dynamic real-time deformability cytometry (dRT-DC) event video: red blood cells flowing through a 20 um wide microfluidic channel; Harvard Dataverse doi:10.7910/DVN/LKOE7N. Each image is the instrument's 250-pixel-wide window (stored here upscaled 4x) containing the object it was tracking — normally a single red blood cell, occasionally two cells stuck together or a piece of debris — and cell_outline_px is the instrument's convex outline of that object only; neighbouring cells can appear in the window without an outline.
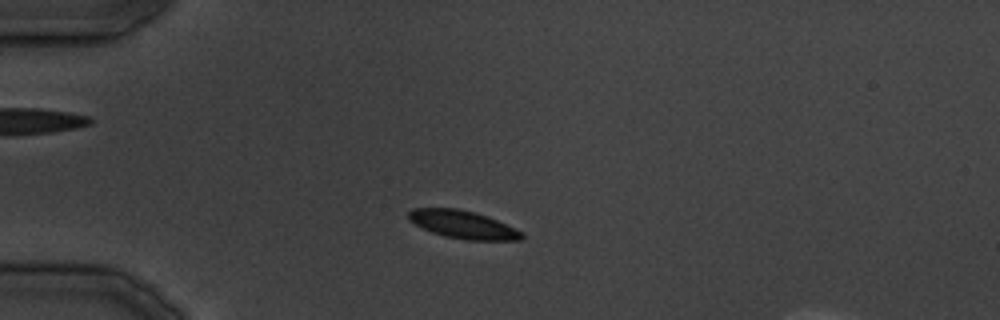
{"species": "common noctule bat (a hibernating species)", "species_latin": "Nyctalus noctula", "temperature_condition": "cold", "stored_images_in_passage": 24, "camera_frame_rate_fps": 3000, "um_per_image_px": 0.085, "animal": {"sex": "male", "body_mass_g": 19.5, "forearm_length_mm": 54.6}, "frame": {"image": 1, "passage_image": 6, "time_ms": 6.667, "image_size_px": [1000, 320], "cell_outline_px": [[524, 236], [520, 240], [468, 240], [444, 236], [432, 232], [408, 220], [408, 212], [412, 208], [456, 208], [476, 212], [496, 220], [524, 232]], "centroid_in_image_um": [39.35, 19.08], "position_along_channel_um": 45.7, "area_um2": 18.32}}
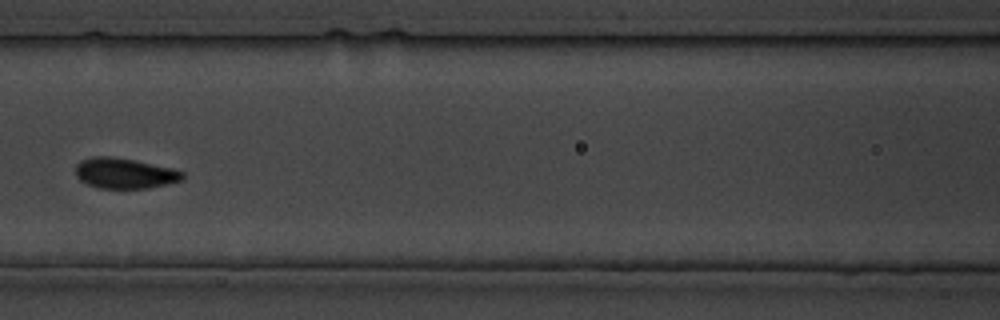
{"frame": {"image": 2, "passage_image": 14, "time_ms": 15.667, "image_size_px": [1000, 320], "cell_outline_px": [[184, 176], [180, 180], [168, 184], [148, 188], [96, 188], [80, 180], [76, 176], [76, 164], [80, 160], [92, 156], [112, 156], [136, 160], [172, 168], [184, 172]], "centroid_in_image_um": [10.57, 14.72], "position_along_channel_um": 156.0, "area_um2": 19.13}}
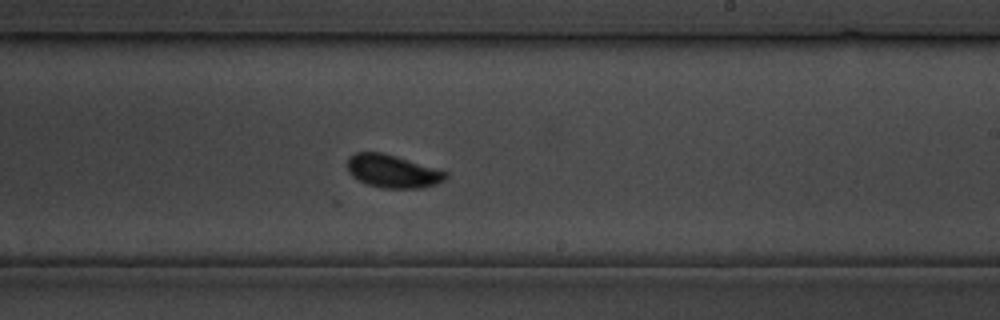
{"frame": {"image": 3, "passage_image": 19, "time_ms": 22.333, "image_size_px": [1000, 320], "cell_outline_px": [[448, 176], [444, 180], [436, 184], [420, 188], [380, 188], [368, 184], [352, 176], [348, 172], [348, 156], [356, 152], [380, 152], [396, 156], [448, 172]], "centroid_in_image_um": [33.36, 14.55], "position_along_channel_um": 255.6, "area_um2": 18.79}}